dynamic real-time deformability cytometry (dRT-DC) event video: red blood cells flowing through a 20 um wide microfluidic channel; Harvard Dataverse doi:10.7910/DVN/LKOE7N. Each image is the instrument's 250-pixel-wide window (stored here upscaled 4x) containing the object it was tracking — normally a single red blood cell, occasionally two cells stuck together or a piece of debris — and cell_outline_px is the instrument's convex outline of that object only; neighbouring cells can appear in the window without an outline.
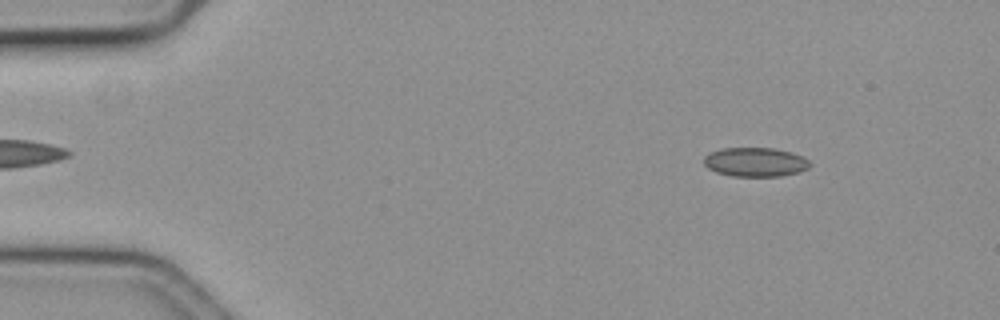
{"species": "common noctule bat (a hibernating species)", "species_latin": "Nyctalus noctula", "temperature_condition": "cold", "stored_images_in_passage": 55, "camera_frame_rate_fps": 3000, "um_per_image_px": 0.085, "animal": {"sex": "female", "body_mass_g": 19.3, "forearm_length_mm": 54.1}, "frame": {"image": 1, "passage_image": 3, "time_ms": 0.667, "image_size_px": [1000, 320], "cell_outline_px": [[812, 164], [808, 168], [796, 172], [780, 176], [732, 176], [716, 172], [708, 168], [704, 164], [704, 156], [712, 152], [724, 148], [772, 148], [792, 152], [808, 160]], "centroid_in_image_um": [64.19, 13.77], "position_along_channel_um": 20.8, "area_um2": 17.8}}
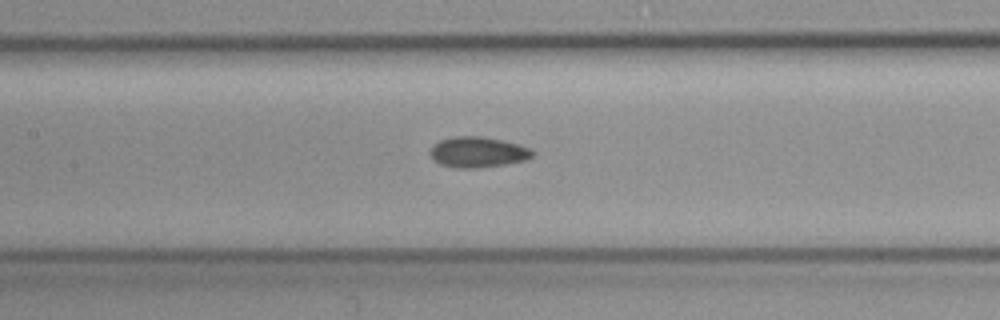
{"frame": {"image": 2, "passage_image": 23, "time_ms": 7.333, "image_size_px": [1000, 320], "cell_outline_px": [[536, 152], [528, 160], [504, 164], [476, 168], [456, 168], [440, 164], [432, 160], [432, 148], [440, 140], [452, 136], [484, 136], [504, 140], [520, 144], [532, 148]], "centroid_in_image_um": [40.69, 12.92], "position_along_channel_um": 166.7, "area_um2": 18.44}}
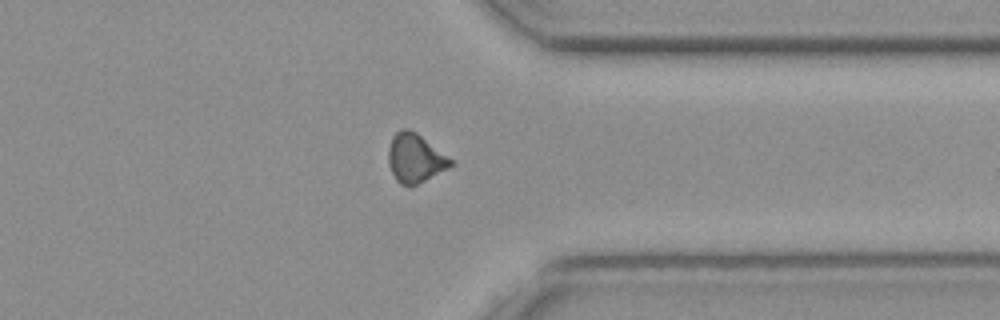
{"frame": {"image": 3, "passage_image": 41, "time_ms": 13.333, "image_size_px": [1000, 320], "cell_outline_px": [[456, 164], [416, 184], [400, 184], [396, 180], [388, 164], [388, 148], [392, 136], [400, 128], [408, 128], [416, 132], [452, 160]], "centroid_in_image_um": [35.26, 13.41], "position_along_channel_um": 376.1, "area_um2": 17.46}, "authors_computed_cell_mechanics": {"area_um2": 17.629, "velocity_mm_per_s": 3.5697, "shape_relaxation_time_tau1_ms": null, "shape_relaxation_time_tau2_ms": 3.4876, "deformation_change_tau1": null, "deformation_change_tau2": 0.0708}}